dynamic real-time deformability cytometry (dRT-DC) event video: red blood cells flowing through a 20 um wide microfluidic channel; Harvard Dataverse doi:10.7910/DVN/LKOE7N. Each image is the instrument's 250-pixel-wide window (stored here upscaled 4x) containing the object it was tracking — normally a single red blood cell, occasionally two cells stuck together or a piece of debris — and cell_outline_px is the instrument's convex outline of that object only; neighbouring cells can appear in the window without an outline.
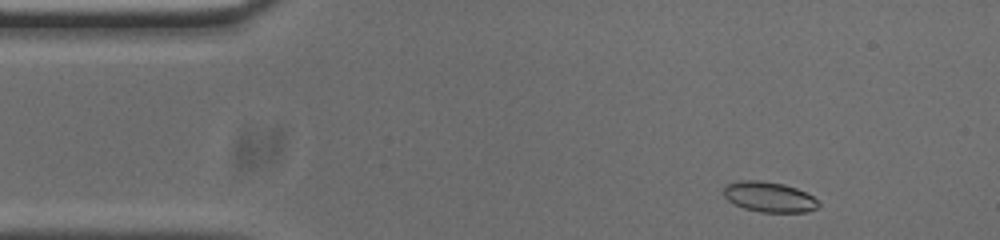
{"species": "common noctule bat (a hibernating species)", "species_latin": "Nyctalus noctula", "temperature_condition": "cold", "stored_images_in_passage": 49, "camera_frame_rate_fps": 3000, "um_per_image_px": 0.085, "animal": {"sex": "male", "body_mass_g": 20.0, "forearm_length_mm": 53.3}, "frame": {"image": 1, "passage_image": 2, "time_ms": 0.333, "image_size_px": [1000, 240], "cell_outline_px": [[820, 204], [816, 208], [808, 212], [760, 212], [744, 208], [728, 200], [724, 196], [724, 184], [740, 180], [760, 180], [784, 184], [796, 188], [820, 200]], "centroid_in_image_um": [65.38, 16.73], "position_along_channel_um": 19.6, "area_um2": 16.82}}
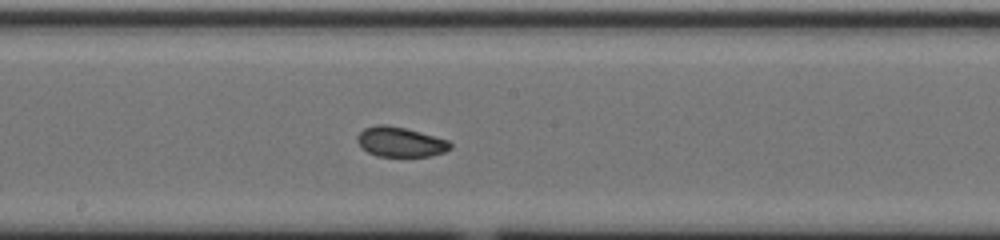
{"frame": {"image": 2, "passage_image": 23, "time_ms": 7.333, "image_size_px": [1000, 240], "cell_outline_px": [[452, 148], [444, 152], [432, 156], [376, 156], [368, 152], [356, 140], [356, 136], [364, 128], [376, 124], [384, 124], [404, 128], [420, 132], [448, 140], [452, 144]], "centroid_in_image_um": [34.03, 12.06], "position_along_channel_um": 214.2, "area_um2": 16.13}}
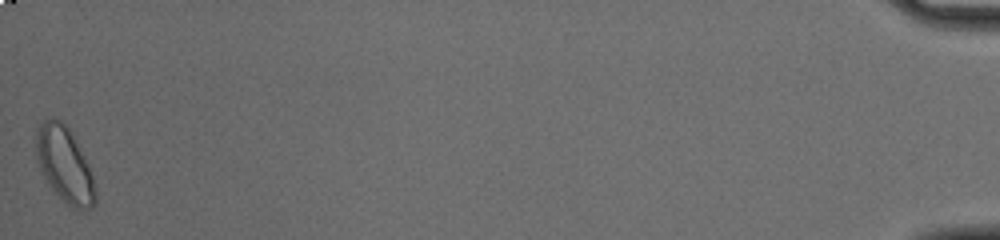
{"frame": {"image": 3, "passage_image": 49, "time_ms": 16.0, "image_size_px": [1000, 240], "cell_outline_px": [[96, 204], [92, 208], [72, 208], [52, 188], [44, 176], [36, 160], [36, 132], [40, 124], [44, 120], [52, 116], [60, 120], [72, 132], [88, 164], [92, 176], [96, 192]], "centroid_in_image_um": [5.49, 13.96], "position_along_channel_um": 429.7, "area_um2": 25.72}, "authors_computed_cell_mechanics": {"area_um2": 16.8198, "velocity_mm_per_s": 3.7538, "shape_relaxation_time_tau1_ms": 4.0316, "shape_relaxation_time_tau2_ms": 2.5261, "deformation_change_tau1": 0.0647, "deformation_change_tau2": 0.0486}}